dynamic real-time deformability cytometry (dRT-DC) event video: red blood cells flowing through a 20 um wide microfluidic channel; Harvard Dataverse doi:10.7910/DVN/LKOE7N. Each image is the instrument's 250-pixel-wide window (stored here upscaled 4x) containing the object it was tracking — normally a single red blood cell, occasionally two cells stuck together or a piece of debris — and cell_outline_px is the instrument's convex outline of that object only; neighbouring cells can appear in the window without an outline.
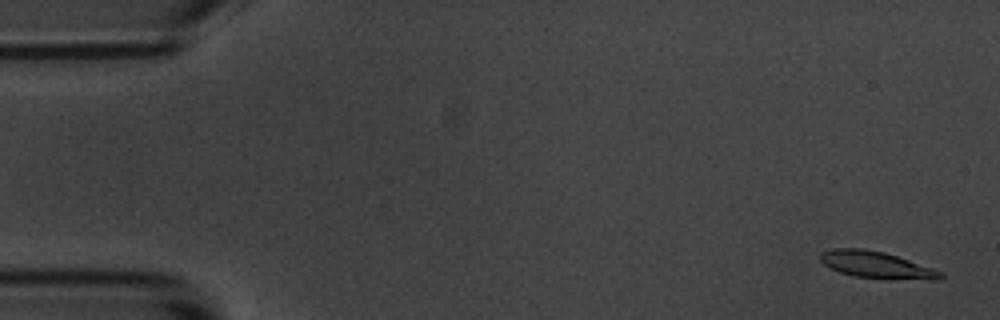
{"species": "common noctule bat (a hibernating species)", "species_latin": "Nyctalus noctula", "temperature_condition": "room temperature", "stored_images_in_passage": 16, "camera_frame_rate_fps": 3000, "um_per_image_px": 0.085, "animal": {"sex": "male", "body_mass_g": 20.1, "forearm_length_mm": 53.5}, "frame": {"image": 1, "passage_image": 1, "time_ms": 0.0, "image_size_px": [1000, 320], "cell_outline_px": [[944, 276], [940, 280], [932, 280], [856, 276], [840, 272], [824, 264], [820, 260], [820, 252], [836, 248], [864, 248], [884, 252], [944, 272]], "centroid_in_image_um": [74.51, 22.5], "position_along_channel_um": 10.5, "area_um2": 18.32}}
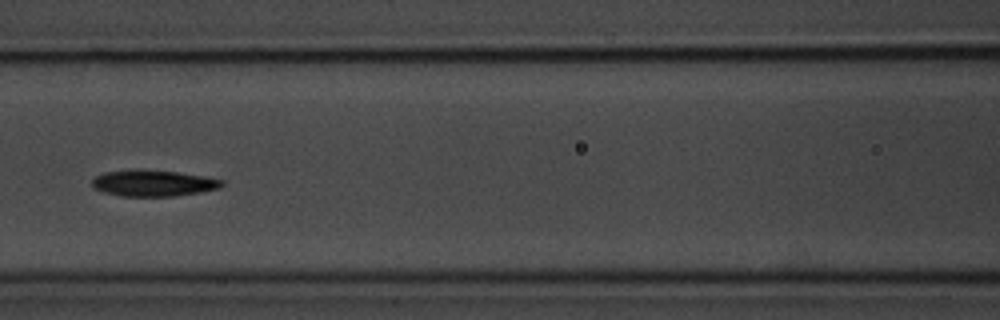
{"frame": {"image": 2, "passage_image": 7, "time_ms": 7.667, "image_size_px": [1000, 320], "cell_outline_px": [[224, 184], [220, 188], [200, 192], [176, 196], [120, 196], [104, 192], [92, 188], [92, 180], [96, 176], [104, 172], [136, 168], [176, 172], [204, 176], [224, 180]], "centroid_in_image_um": [13.01, 15.56], "position_along_channel_um": 153.6, "area_um2": 20.11}}
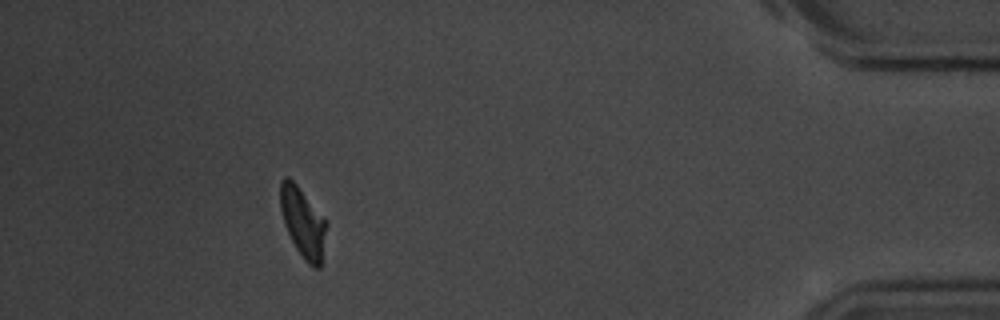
{"frame": {"image": 3, "passage_image": 14, "time_ms": 16.667, "image_size_px": [1000, 320], "cell_outline_px": [[328, 224], [320, 268], [316, 268], [308, 264], [304, 260], [296, 248], [284, 224], [280, 208], [280, 180], [284, 176], [288, 176], [296, 184]], "centroid_in_image_um": [25.73, 18.91], "position_along_channel_um": 409.5, "area_um2": 18.5}, "authors_computed_cell_mechanics": {"area_um2": 19.0162, "velocity_mm_per_s": 3.4816, "shape_relaxation_time_tau1_ms": 2.2471, "shape_relaxation_time_tau2_ms": null, "deformation_change_tau1": 0.1623, "deformation_change_tau2": null}}